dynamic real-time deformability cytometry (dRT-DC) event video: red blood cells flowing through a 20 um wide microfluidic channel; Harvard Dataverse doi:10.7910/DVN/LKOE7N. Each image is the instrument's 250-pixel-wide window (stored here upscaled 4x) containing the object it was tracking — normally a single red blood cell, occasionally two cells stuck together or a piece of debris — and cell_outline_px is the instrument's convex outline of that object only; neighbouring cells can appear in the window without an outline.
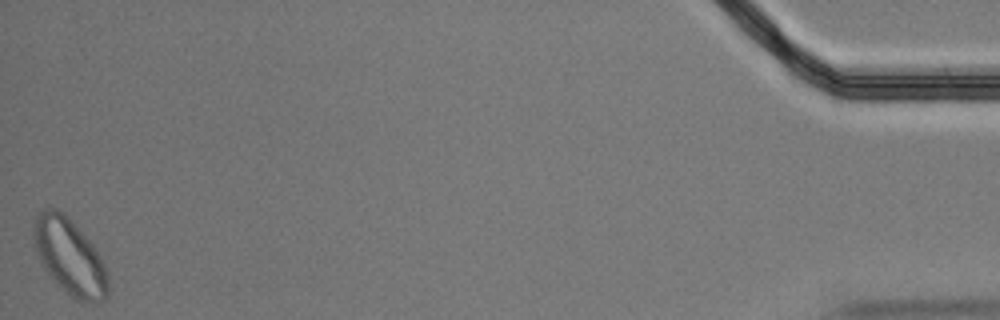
{"species": "Egyptian fruit bat (a non-hibernating species)", "species_latin": "Rousettus aegyptiacus", "temperature_condition": "cold", "stored_images_in_passage": 57, "segment_of_instrument_passage": [2, 2], "camera_frame_rate_fps": 3000, "um_per_image_px": 0.085, "animal": {"sex": "male"}, "frame": {"image": 1, "passage_image": 57, "time_ms": 18.667, "image_size_px": [1000, 320], "cell_outline_px": [[108, 296], [100, 304], [88, 304], [76, 300], [56, 284], [52, 280], [44, 268], [36, 252], [32, 236], [32, 224], [36, 216], [44, 208], [56, 208], [68, 216], [96, 248], [104, 264], [108, 276]], "centroid_in_image_um": [5.92, 21.85], "position_along_channel_um": 429.3, "area_um2": 33.58}}